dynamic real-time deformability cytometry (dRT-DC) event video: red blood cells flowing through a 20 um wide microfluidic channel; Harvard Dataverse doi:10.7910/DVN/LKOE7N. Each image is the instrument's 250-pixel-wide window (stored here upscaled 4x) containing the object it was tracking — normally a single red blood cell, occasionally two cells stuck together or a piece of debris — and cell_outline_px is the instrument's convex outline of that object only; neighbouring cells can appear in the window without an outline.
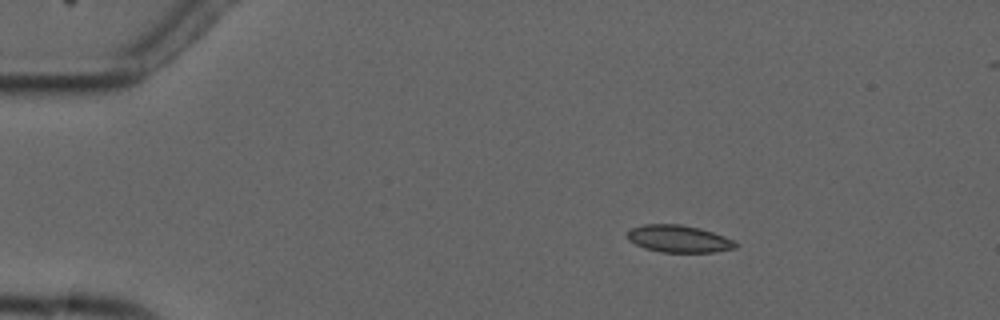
{"species": "common noctule bat (a hibernating species)", "species_latin": "Nyctalus noctula", "temperature_condition": "cold", "stored_images_in_passage": 6, "camera_frame_rate_fps": 3000, "um_per_image_px": 0.085, "animal": {"sex": "male", "forearm_length_mm": 52.5}, "frame": {"image": 1, "passage_image": 3, "time_ms": 2.333, "image_size_px": [1000, 320], "cell_outline_px": [[736, 248], [712, 252], [660, 252], [644, 248], [628, 240], [628, 232], [632, 228], [644, 224], [680, 224], [700, 228], [724, 236], [732, 240], [736, 244]], "centroid_in_image_um": [57.67, 20.3], "position_along_channel_um": 27.3, "area_um2": 16.99}}
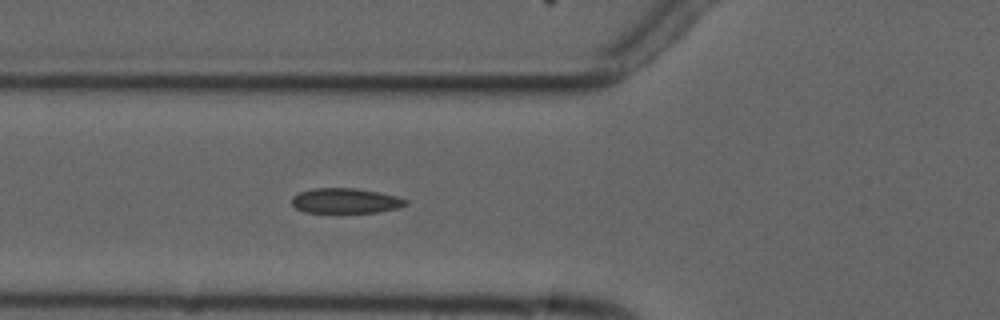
{"frame": {"image": 2, "passage_image": 6, "time_ms": 6.0, "image_size_px": [1000, 320], "cell_outline_px": [[408, 204], [400, 208], [380, 212], [340, 216], [304, 212], [296, 208], [292, 204], [292, 196], [300, 192], [312, 188], [356, 188], [380, 192], [396, 196], [408, 200]], "centroid_in_image_um": [29.38, 17.13], "position_along_channel_um": 96.4, "area_um2": 17.86}}